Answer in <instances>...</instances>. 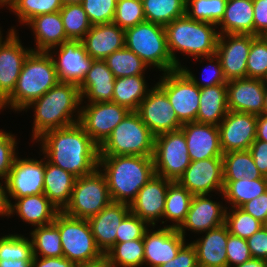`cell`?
I'll return each instance as SVG.
<instances>
[{
  "mask_svg": "<svg viewBox=\"0 0 267 267\" xmlns=\"http://www.w3.org/2000/svg\"><path fill=\"white\" fill-rule=\"evenodd\" d=\"M37 140L41 141L42 154L50 163L76 178L98 168L99 146L79 123L47 131Z\"/></svg>",
  "mask_w": 267,
  "mask_h": 267,
  "instance_id": "1",
  "label": "cell"
},
{
  "mask_svg": "<svg viewBox=\"0 0 267 267\" xmlns=\"http://www.w3.org/2000/svg\"><path fill=\"white\" fill-rule=\"evenodd\" d=\"M80 104L82 100L78 85L62 81L32 101L24 110L34 108L33 142L47 131L79 123Z\"/></svg>",
  "mask_w": 267,
  "mask_h": 267,
  "instance_id": "2",
  "label": "cell"
},
{
  "mask_svg": "<svg viewBox=\"0 0 267 267\" xmlns=\"http://www.w3.org/2000/svg\"><path fill=\"white\" fill-rule=\"evenodd\" d=\"M98 167L107 179L112 201L128 205L135 200L139 190L155 175L153 157L99 156Z\"/></svg>",
  "mask_w": 267,
  "mask_h": 267,
  "instance_id": "3",
  "label": "cell"
},
{
  "mask_svg": "<svg viewBox=\"0 0 267 267\" xmlns=\"http://www.w3.org/2000/svg\"><path fill=\"white\" fill-rule=\"evenodd\" d=\"M217 25L197 21L186 14L165 26L168 50L177 68H181L176 52L192 56L195 60L215 55L219 32Z\"/></svg>",
  "mask_w": 267,
  "mask_h": 267,
  "instance_id": "4",
  "label": "cell"
},
{
  "mask_svg": "<svg viewBox=\"0 0 267 267\" xmlns=\"http://www.w3.org/2000/svg\"><path fill=\"white\" fill-rule=\"evenodd\" d=\"M59 81L52 55L31 51L23 63L13 93L0 105V110L9 105L15 112L24 111Z\"/></svg>",
  "mask_w": 267,
  "mask_h": 267,
  "instance_id": "5",
  "label": "cell"
},
{
  "mask_svg": "<svg viewBox=\"0 0 267 267\" xmlns=\"http://www.w3.org/2000/svg\"><path fill=\"white\" fill-rule=\"evenodd\" d=\"M154 144L155 135L141 120L137 111H130L99 147V156L153 157Z\"/></svg>",
  "mask_w": 267,
  "mask_h": 267,
  "instance_id": "6",
  "label": "cell"
},
{
  "mask_svg": "<svg viewBox=\"0 0 267 267\" xmlns=\"http://www.w3.org/2000/svg\"><path fill=\"white\" fill-rule=\"evenodd\" d=\"M125 47L147 66L166 73L178 69L168 50L165 27L144 21L125 30Z\"/></svg>",
  "mask_w": 267,
  "mask_h": 267,
  "instance_id": "7",
  "label": "cell"
},
{
  "mask_svg": "<svg viewBox=\"0 0 267 267\" xmlns=\"http://www.w3.org/2000/svg\"><path fill=\"white\" fill-rule=\"evenodd\" d=\"M53 224L60 232L63 256L75 265L96 262L104 257L87 219L73 218L60 211Z\"/></svg>",
  "mask_w": 267,
  "mask_h": 267,
  "instance_id": "8",
  "label": "cell"
},
{
  "mask_svg": "<svg viewBox=\"0 0 267 267\" xmlns=\"http://www.w3.org/2000/svg\"><path fill=\"white\" fill-rule=\"evenodd\" d=\"M111 202L107 179L98 167L92 173L76 178L70 201L62 212L88 220Z\"/></svg>",
  "mask_w": 267,
  "mask_h": 267,
  "instance_id": "9",
  "label": "cell"
},
{
  "mask_svg": "<svg viewBox=\"0 0 267 267\" xmlns=\"http://www.w3.org/2000/svg\"><path fill=\"white\" fill-rule=\"evenodd\" d=\"M153 160L156 175L178 181L191 162L181 129L155 136Z\"/></svg>",
  "mask_w": 267,
  "mask_h": 267,
  "instance_id": "10",
  "label": "cell"
},
{
  "mask_svg": "<svg viewBox=\"0 0 267 267\" xmlns=\"http://www.w3.org/2000/svg\"><path fill=\"white\" fill-rule=\"evenodd\" d=\"M162 74L156 84L166 93L178 120L182 124L196 122L200 88L181 68Z\"/></svg>",
  "mask_w": 267,
  "mask_h": 267,
  "instance_id": "11",
  "label": "cell"
},
{
  "mask_svg": "<svg viewBox=\"0 0 267 267\" xmlns=\"http://www.w3.org/2000/svg\"><path fill=\"white\" fill-rule=\"evenodd\" d=\"M80 109L79 124L99 147L130 112L126 107L112 101L87 103Z\"/></svg>",
  "mask_w": 267,
  "mask_h": 267,
  "instance_id": "12",
  "label": "cell"
},
{
  "mask_svg": "<svg viewBox=\"0 0 267 267\" xmlns=\"http://www.w3.org/2000/svg\"><path fill=\"white\" fill-rule=\"evenodd\" d=\"M15 157L8 177L5 179L7 196L18 199L44 193L45 160Z\"/></svg>",
  "mask_w": 267,
  "mask_h": 267,
  "instance_id": "13",
  "label": "cell"
},
{
  "mask_svg": "<svg viewBox=\"0 0 267 267\" xmlns=\"http://www.w3.org/2000/svg\"><path fill=\"white\" fill-rule=\"evenodd\" d=\"M137 113L155 136L179 130L183 125L178 120L166 93L157 84L141 101Z\"/></svg>",
  "mask_w": 267,
  "mask_h": 267,
  "instance_id": "14",
  "label": "cell"
},
{
  "mask_svg": "<svg viewBox=\"0 0 267 267\" xmlns=\"http://www.w3.org/2000/svg\"><path fill=\"white\" fill-rule=\"evenodd\" d=\"M16 32L10 28L6 39L0 38V105L13 93L23 63L32 51L22 46Z\"/></svg>",
  "mask_w": 267,
  "mask_h": 267,
  "instance_id": "15",
  "label": "cell"
},
{
  "mask_svg": "<svg viewBox=\"0 0 267 267\" xmlns=\"http://www.w3.org/2000/svg\"><path fill=\"white\" fill-rule=\"evenodd\" d=\"M255 35L219 34L215 55L227 81L247 78V59Z\"/></svg>",
  "mask_w": 267,
  "mask_h": 267,
  "instance_id": "16",
  "label": "cell"
},
{
  "mask_svg": "<svg viewBox=\"0 0 267 267\" xmlns=\"http://www.w3.org/2000/svg\"><path fill=\"white\" fill-rule=\"evenodd\" d=\"M192 195H210V192H223V160L222 157L191 161L183 175L177 181Z\"/></svg>",
  "mask_w": 267,
  "mask_h": 267,
  "instance_id": "17",
  "label": "cell"
},
{
  "mask_svg": "<svg viewBox=\"0 0 267 267\" xmlns=\"http://www.w3.org/2000/svg\"><path fill=\"white\" fill-rule=\"evenodd\" d=\"M218 127L223 153L246 151L256 139L257 115L228 111Z\"/></svg>",
  "mask_w": 267,
  "mask_h": 267,
  "instance_id": "18",
  "label": "cell"
},
{
  "mask_svg": "<svg viewBox=\"0 0 267 267\" xmlns=\"http://www.w3.org/2000/svg\"><path fill=\"white\" fill-rule=\"evenodd\" d=\"M53 49L57 50L54 55L58 53V58L53 57L54 52L49 53L52 55L59 80L79 85L94 60L85 51L81 40L69 39Z\"/></svg>",
  "mask_w": 267,
  "mask_h": 267,
  "instance_id": "19",
  "label": "cell"
},
{
  "mask_svg": "<svg viewBox=\"0 0 267 267\" xmlns=\"http://www.w3.org/2000/svg\"><path fill=\"white\" fill-rule=\"evenodd\" d=\"M173 181L154 175L130 204V212L155 227L163 218L168 186Z\"/></svg>",
  "mask_w": 267,
  "mask_h": 267,
  "instance_id": "20",
  "label": "cell"
},
{
  "mask_svg": "<svg viewBox=\"0 0 267 267\" xmlns=\"http://www.w3.org/2000/svg\"><path fill=\"white\" fill-rule=\"evenodd\" d=\"M143 243L144 263L150 267H159L174 259L186 241L177 229L160 227L158 230H147Z\"/></svg>",
  "mask_w": 267,
  "mask_h": 267,
  "instance_id": "21",
  "label": "cell"
},
{
  "mask_svg": "<svg viewBox=\"0 0 267 267\" xmlns=\"http://www.w3.org/2000/svg\"><path fill=\"white\" fill-rule=\"evenodd\" d=\"M209 195H194L182 225L177 229L185 238L186 230L200 234L225 223L227 207L207 198ZM220 203V204H219Z\"/></svg>",
  "mask_w": 267,
  "mask_h": 267,
  "instance_id": "22",
  "label": "cell"
},
{
  "mask_svg": "<svg viewBox=\"0 0 267 267\" xmlns=\"http://www.w3.org/2000/svg\"><path fill=\"white\" fill-rule=\"evenodd\" d=\"M226 86L229 111L263 114L266 87L262 79H233Z\"/></svg>",
  "mask_w": 267,
  "mask_h": 267,
  "instance_id": "23",
  "label": "cell"
},
{
  "mask_svg": "<svg viewBox=\"0 0 267 267\" xmlns=\"http://www.w3.org/2000/svg\"><path fill=\"white\" fill-rule=\"evenodd\" d=\"M180 129L185 135L191 161L223 156L218 126L188 122L184 123Z\"/></svg>",
  "mask_w": 267,
  "mask_h": 267,
  "instance_id": "24",
  "label": "cell"
},
{
  "mask_svg": "<svg viewBox=\"0 0 267 267\" xmlns=\"http://www.w3.org/2000/svg\"><path fill=\"white\" fill-rule=\"evenodd\" d=\"M87 54L94 60H105L125 47V30L114 22L92 25L81 39Z\"/></svg>",
  "mask_w": 267,
  "mask_h": 267,
  "instance_id": "25",
  "label": "cell"
},
{
  "mask_svg": "<svg viewBox=\"0 0 267 267\" xmlns=\"http://www.w3.org/2000/svg\"><path fill=\"white\" fill-rule=\"evenodd\" d=\"M129 213L130 205L112 201L88 219L96 245L103 254L116 243L117 228Z\"/></svg>",
  "mask_w": 267,
  "mask_h": 267,
  "instance_id": "26",
  "label": "cell"
},
{
  "mask_svg": "<svg viewBox=\"0 0 267 267\" xmlns=\"http://www.w3.org/2000/svg\"><path fill=\"white\" fill-rule=\"evenodd\" d=\"M116 78L104 60H93L90 70L78 85L81 100L88 103L111 102Z\"/></svg>",
  "mask_w": 267,
  "mask_h": 267,
  "instance_id": "27",
  "label": "cell"
},
{
  "mask_svg": "<svg viewBox=\"0 0 267 267\" xmlns=\"http://www.w3.org/2000/svg\"><path fill=\"white\" fill-rule=\"evenodd\" d=\"M204 237L194 240L197 263L203 267H227L226 244L229 230L226 224L204 232Z\"/></svg>",
  "mask_w": 267,
  "mask_h": 267,
  "instance_id": "28",
  "label": "cell"
},
{
  "mask_svg": "<svg viewBox=\"0 0 267 267\" xmlns=\"http://www.w3.org/2000/svg\"><path fill=\"white\" fill-rule=\"evenodd\" d=\"M10 203V215L18 217L32 226L39 227L52 224L60 210L44 195H29L13 199Z\"/></svg>",
  "mask_w": 267,
  "mask_h": 267,
  "instance_id": "29",
  "label": "cell"
},
{
  "mask_svg": "<svg viewBox=\"0 0 267 267\" xmlns=\"http://www.w3.org/2000/svg\"><path fill=\"white\" fill-rule=\"evenodd\" d=\"M26 25L31 27L36 48L32 51L51 52L69 39L66 36L60 11L35 16Z\"/></svg>",
  "mask_w": 267,
  "mask_h": 267,
  "instance_id": "30",
  "label": "cell"
},
{
  "mask_svg": "<svg viewBox=\"0 0 267 267\" xmlns=\"http://www.w3.org/2000/svg\"><path fill=\"white\" fill-rule=\"evenodd\" d=\"M228 111L226 84L200 88L196 122L218 126Z\"/></svg>",
  "mask_w": 267,
  "mask_h": 267,
  "instance_id": "31",
  "label": "cell"
},
{
  "mask_svg": "<svg viewBox=\"0 0 267 267\" xmlns=\"http://www.w3.org/2000/svg\"><path fill=\"white\" fill-rule=\"evenodd\" d=\"M219 26V34L254 35L253 0H227Z\"/></svg>",
  "mask_w": 267,
  "mask_h": 267,
  "instance_id": "32",
  "label": "cell"
},
{
  "mask_svg": "<svg viewBox=\"0 0 267 267\" xmlns=\"http://www.w3.org/2000/svg\"><path fill=\"white\" fill-rule=\"evenodd\" d=\"M76 177L45 160L44 195L62 211L69 203Z\"/></svg>",
  "mask_w": 267,
  "mask_h": 267,
  "instance_id": "33",
  "label": "cell"
},
{
  "mask_svg": "<svg viewBox=\"0 0 267 267\" xmlns=\"http://www.w3.org/2000/svg\"><path fill=\"white\" fill-rule=\"evenodd\" d=\"M146 84L145 75L116 78L112 102L137 111L150 90Z\"/></svg>",
  "mask_w": 267,
  "mask_h": 267,
  "instance_id": "34",
  "label": "cell"
},
{
  "mask_svg": "<svg viewBox=\"0 0 267 267\" xmlns=\"http://www.w3.org/2000/svg\"><path fill=\"white\" fill-rule=\"evenodd\" d=\"M223 180L238 181L244 177L250 180L267 178L260 173L249 150L223 153Z\"/></svg>",
  "mask_w": 267,
  "mask_h": 267,
  "instance_id": "35",
  "label": "cell"
},
{
  "mask_svg": "<svg viewBox=\"0 0 267 267\" xmlns=\"http://www.w3.org/2000/svg\"><path fill=\"white\" fill-rule=\"evenodd\" d=\"M193 196L194 195L185 187H182L177 181L172 182L168 186L163 213V218L166 220H162L161 222L164 224L166 221L170 220L173 224L165 225L164 227L178 229L182 225L190 208Z\"/></svg>",
  "mask_w": 267,
  "mask_h": 267,
  "instance_id": "36",
  "label": "cell"
},
{
  "mask_svg": "<svg viewBox=\"0 0 267 267\" xmlns=\"http://www.w3.org/2000/svg\"><path fill=\"white\" fill-rule=\"evenodd\" d=\"M267 191V178L250 180L244 177L238 181H224L223 199L234 207H241L248 201Z\"/></svg>",
  "mask_w": 267,
  "mask_h": 267,
  "instance_id": "37",
  "label": "cell"
},
{
  "mask_svg": "<svg viewBox=\"0 0 267 267\" xmlns=\"http://www.w3.org/2000/svg\"><path fill=\"white\" fill-rule=\"evenodd\" d=\"M146 21L166 26L185 15L186 0H142Z\"/></svg>",
  "mask_w": 267,
  "mask_h": 267,
  "instance_id": "38",
  "label": "cell"
},
{
  "mask_svg": "<svg viewBox=\"0 0 267 267\" xmlns=\"http://www.w3.org/2000/svg\"><path fill=\"white\" fill-rule=\"evenodd\" d=\"M112 267H139L144 265L143 239L115 243L105 254Z\"/></svg>",
  "mask_w": 267,
  "mask_h": 267,
  "instance_id": "39",
  "label": "cell"
},
{
  "mask_svg": "<svg viewBox=\"0 0 267 267\" xmlns=\"http://www.w3.org/2000/svg\"><path fill=\"white\" fill-rule=\"evenodd\" d=\"M33 255L38 257H62L63 250L59 229L52 223L31 231Z\"/></svg>",
  "mask_w": 267,
  "mask_h": 267,
  "instance_id": "40",
  "label": "cell"
},
{
  "mask_svg": "<svg viewBox=\"0 0 267 267\" xmlns=\"http://www.w3.org/2000/svg\"><path fill=\"white\" fill-rule=\"evenodd\" d=\"M115 78L144 75L148 67L134 52L124 47L104 60Z\"/></svg>",
  "mask_w": 267,
  "mask_h": 267,
  "instance_id": "41",
  "label": "cell"
},
{
  "mask_svg": "<svg viewBox=\"0 0 267 267\" xmlns=\"http://www.w3.org/2000/svg\"><path fill=\"white\" fill-rule=\"evenodd\" d=\"M60 15L68 39L81 40L91 29L92 24L81 3L63 4Z\"/></svg>",
  "mask_w": 267,
  "mask_h": 267,
  "instance_id": "42",
  "label": "cell"
},
{
  "mask_svg": "<svg viewBox=\"0 0 267 267\" xmlns=\"http://www.w3.org/2000/svg\"><path fill=\"white\" fill-rule=\"evenodd\" d=\"M227 0H186L185 14L197 21L218 25L225 13Z\"/></svg>",
  "mask_w": 267,
  "mask_h": 267,
  "instance_id": "43",
  "label": "cell"
},
{
  "mask_svg": "<svg viewBox=\"0 0 267 267\" xmlns=\"http://www.w3.org/2000/svg\"><path fill=\"white\" fill-rule=\"evenodd\" d=\"M227 209L228 207L225 212V224L232 235L247 240L264 226L262 222L246 213L240 207H234L233 209L231 207V210Z\"/></svg>",
  "mask_w": 267,
  "mask_h": 267,
  "instance_id": "44",
  "label": "cell"
},
{
  "mask_svg": "<svg viewBox=\"0 0 267 267\" xmlns=\"http://www.w3.org/2000/svg\"><path fill=\"white\" fill-rule=\"evenodd\" d=\"M62 7L61 0H15L10 11L15 13L19 22L26 25L35 16L54 13Z\"/></svg>",
  "mask_w": 267,
  "mask_h": 267,
  "instance_id": "45",
  "label": "cell"
},
{
  "mask_svg": "<svg viewBox=\"0 0 267 267\" xmlns=\"http://www.w3.org/2000/svg\"><path fill=\"white\" fill-rule=\"evenodd\" d=\"M31 239L19 234H9L0 238V260H33Z\"/></svg>",
  "mask_w": 267,
  "mask_h": 267,
  "instance_id": "46",
  "label": "cell"
},
{
  "mask_svg": "<svg viewBox=\"0 0 267 267\" xmlns=\"http://www.w3.org/2000/svg\"><path fill=\"white\" fill-rule=\"evenodd\" d=\"M267 74V36L252 39L248 59L247 78L262 79Z\"/></svg>",
  "mask_w": 267,
  "mask_h": 267,
  "instance_id": "47",
  "label": "cell"
},
{
  "mask_svg": "<svg viewBox=\"0 0 267 267\" xmlns=\"http://www.w3.org/2000/svg\"><path fill=\"white\" fill-rule=\"evenodd\" d=\"M146 21L142 0H121L117 2L113 22L121 29L134 27Z\"/></svg>",
  "mask_w": 267,
  "mask_h": 267,
  "instance_id": "48",
  "label": "cell"
},
{
  "mask_svg": "<svg viewBox=\"0 0 267 267\" xmlns=\"http://www.w3.org/2000/svg\"><path fill=\"white\" fill-rule=\"evenodd\" d=\"M81 4L92 25L113 22L116 0H83Z\"/></svg>",
  "mask_w": 267,
  "mask_h": 267,
  "instance_id": "49",
  "label": "cell"
},
{
  "mask_svg": "<svg viewBox=\"0 0 267 267\" xmlns=\"http://www.w3.org/2000/svg\"><path fill=\"white\" fill-rule=\"evenodd\" d=\"M150 225L131 212L122 220L116 233V243L143 239Z\"/></svg>",
  "mask_w": 267,
  "mask_h": 267,
  "instance_id": "50",
  "label": "cell"
},
{
  "mask_svg": "<svg viewBox=\"0 0 267 267\" xmlns=\"http://www.w3.org/2000/svg\"><path fill=\"white\" fill-rule=\"evenodd\" d=\"M17 149V141L13 134L0 130V178L6 179L12 168Z\"/></svg>",
  "mask_w": 267,
  "mask_h": 267,
  "instance_id": "51",
  "label": "cell"
},
{
  "mask_svg": "<svg viewBox=\"0 0 267 267\" xmlns=\"http://www.w3.org/2000/svg\"><path fill=\"white\" fill-rule=\"evenodd\" d=\"M227 267H234L252 259L246 239L229 233L226 244Z\"/></svg>",
  "mask_w": 267,
  "mask_h": 267,
  "instance_id": "52",
  "label": "cell"
},
{
  "mask_svg": "<svg viewBox=\"0 0 267 267\" xmlns=\"http://www.w3.org/2000/svg\"><path fill=\"white\" fill-rule=\"evenodd\" d=\"M209 61V65H206L207 71L210 70V76L208 75V78L206 80H202L201 82L197 80V78L194 76L192 71L187 69L186 67H181V69L190 77V79L199 87V88H205V87H212L219 84H227V80L224 76L223 69L221 67V63L219 58L216 55L205 57ZM216 61V62H215ZM215 62V63H214ZM205 81V82H204Z\"/></svg>",
  "mask_w": 267,
  "mask_h": 267,
  "instance_id": "53",
  "label": "cell"
},
{
  "mask_svg": "<svg viewBox=\"0 0 267 267\" xmlns=\"http://www.w3.org/2000/svg\"><path fill=\"white\" fill-rule=\"evenodd\" d=\"M195 248L191 243H185L178 251L176 257L159 267H195L197 265Z\"/></svg>",
  "mask_w": 267,
  "mask_h": 267,
  "instance_id": "54",
  "label": "cell"
},
{
  "mask_svg": "<svg viewBox=\"0 0 267 267\" xmlns=\"http://www.w3.org/2000/svg\"><path fill=\"white\" fill-rule=\"evenodd\" d=\"M263 224L267 221V191L240 207Z\"/></svg>",
  "mask_w": 267,
  "mask_h": 267,
  "instance_id": "55",
  "label": "cell"
},
{
  "mask_svg": "<svg viewBox=\"0 0 267 267\" xmlns=\"http://www.w3.org/2000/svg\"><path fill=\"white\" fill-rule=\"evenodd\" d=\"M253 258L267 260V229L263 226L247 239Z\"/></svg>",
  "mask_w": 267,
  "mask_h": 267,
  "instance_id": "56",
  "label": "cell"
},
{
  "mask_svg": "<svg viewBox=\"0 0 267 267\" xmlns=\"http://www.w3.org/2000/svg\"><path fill=\"white\" fill-rule=\"evenodd\" d=\"M254 35L267 36V0H253Z\"/></svg>",
  "mask_w": 267,
  "mask_h": 267,
  "instance_id": "57",
  "label": "cell"
},
{
  "mask_svg": "<svg viewBox=\"0 0 267 267\" xmlns=\"http://www.w3.org/2000/svg\"><path fill=\"white\" fill-rule=\"evenodd\" d=\"M249 152L260 173L267 177V142L255 139L249 148Z\"/></svg>",
  "mask_w": 267,
  "mask_h": 267,
  "instance_id": "58",
  "label": "cell"
},
{
  "mask_svg": "<svg viewBox=\"0 0 267 267\" xmlns=\"http://www.w3.org/2000/svg\"><path fill=\"white\" fill-rule=\"evenodd\" d=\"M32 267H76L66 257H41L33 256Z\"/></svg>",
  "mask_w": 267,
  "mask_h": 267,
  "instance_id": "59",
  "label": "cell"
},
{
  "mask_svg": "<svg viewBox=\"0 0 267 267\" xmlns=\"http://www.w3.org/2000/svg\"><path fill=\"white\" fill-rule=\"evenodd\" d=\"M2 181V179L0 178ZM3 184L0 182V216H7L10 217V198L8 199L7 196V186L6 181L3 182Z\"/></svg>",
  "mask_w": 267,
  "mask_h": 267,
  "instance_id": "60",
  "label": "cell"
},
{
  "mask_svg": "<svg viewBox=\"0 0 267 267\" xmlns=\"http://www.w3.org/2000/svg\"><path fill=\"white\" fill-rule=\"evenodd\" d=\"M256 140L267 142V115H257Z\"/></svg>",
  "mask_w": 267,
  "mask_h": 267,
  "instance_id": "61",
  "label": "cell"
},
{
  "mask_svg": "<svg viewBox=\"0 0 267 267\" xmlns=\"http://www.w3.org/2000/svg\"><path fill=\"white\" fill-rule=\"evenodd\" d=\"M33 260H0V267H32Z\"/></svg>",
  "mask_w": 267,
  "mask_h": 267,
  "instance_id": "62",
  "label": "cell"
},
{
  "mask_svg": "<svg viewBox=\"0 0 267 267\" xmlns=\"http://www.w3.org/2000/svg\"><path fill=\"white\" fill-rule=\"evenodd\" d=\"M234 267H267V260L252 258Z\"/></svg>",
  "mask_w": 267,
  "mask_h": 267,
  "instance_id": "63",
  "label": "cell"
},
{
  "mask_svg": "<svg viewBox=\"0 0 267 267\" xmlns=\"http://www.w3.org/2000/svg\"><path fill=\"white\" fill-rule=\"evenodd\" d=\"M76 267H112L108 260L103 257L101 260H98L96 262H92V263H86V264H79L76 265Z\"/></svg>",
  "mask_w": 267,
  "mask_h": 267,
  "instance_id": "64",
  "label": "cell"
},
{
  "mask_svg": "<svg viewBox=\"0 0 267 267\" xmlns=\"http://www.w3.org/2000/svg\"><path fill=\"white\" fill-rule=\"evenodd\" d=\"M7 6L9 10L12 9L13 2L12 0H0V7Z\"/></svg>",
  "mask_w": 267,
  "mask_h": 267,
  "instance_id": "65",
  "label": "cell"
},
{
  "mask_svg": "<svg viewBox=\"0 0 267 267\" xmlns=\"http://www.w3.org/2000/svg\"><path fill=\"white\" fill-rule=\"evenodd\" d=\"M263 115H267V87L265 88V94H264Z\"/></svg>",
  "mask_w": 267,
  "mask_h": 267,
  "instance_id": "66",
  "label": "cell"
},
{
  "mask_svg": "<svg viewBox=\"0 0 267 267\" xmlns=\"http://www.w3.org/2000/svg\"><path fill=\"white\" fill-rule=\"evenodd\" d=\"M63 4L82 3L83 0H61Z\"/></svg>",
  "mask_w": 267,
  "mask_h": 267,
  "instance_id": "67",
  "label": "cell"
},
{
  "mask_svg": "<svg viewBox=\"0 0 267 267\" xmlns=\"http://www.w3.org/2000/svg\"><path fill=\"white\" fill-rule=\"evenodd\" d=\"M263 83H264L265 87H267V74H266V76L263 78Z\"/></svg>",
  "mask_w": 267,
  "mask_h": 267,
  "instance_id": "68",
  "label": "cell"
},
{
  "mask_svg": "<svg viewBox=\"0 0 267 267\" xmlns=\"http://www.w3.org/2000/svg\"><path fill=\"white\" fill-rule=\"evenodd\" d=\"M264 227L267 229V221H266V223L264 224Z\"/></svg>",
  "mask_w": 267,
  "mask_h": 267,
  "instance_id": "69",
  "label": "cell"
}]
</instances>
